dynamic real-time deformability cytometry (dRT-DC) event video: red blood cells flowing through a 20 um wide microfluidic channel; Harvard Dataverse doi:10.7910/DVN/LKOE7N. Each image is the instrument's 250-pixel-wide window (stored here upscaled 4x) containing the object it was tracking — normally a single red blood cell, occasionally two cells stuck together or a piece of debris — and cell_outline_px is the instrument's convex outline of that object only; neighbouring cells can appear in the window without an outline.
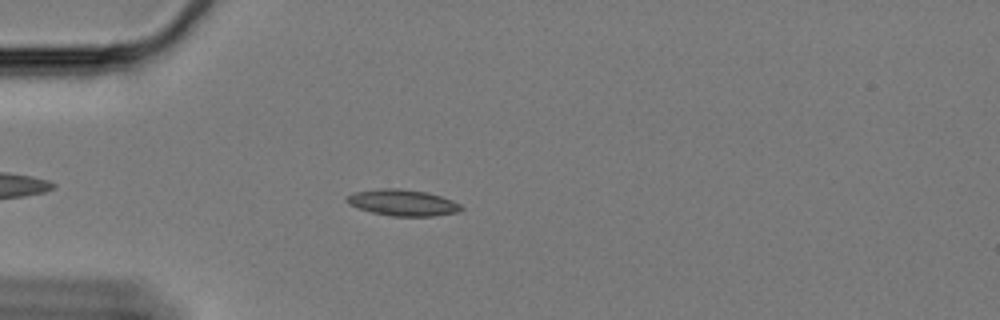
{"species": "Egyptian fruit bat (a non-hibernating species)", "species_latin": "Rousettus aegyptiacus", "temperature_condition": "cold", "stored_images_in_passage": 52, "camera_frame_rate_fps": 3000, "um_per_image_px": 0.085, "animal": {"sex": "female"}, "frame": {"image": 1, "passage_image": 9, "time_ms": 2.667, "image_size_px": [1000, 320], "cell_outline_px": [[464, 208], [456, 212], [432, 216], [392, 216], [372, 212], [348, 204], [344, 200], [348, 196], [356, 192], [380, 188], [400, 188], [428, 192], [452, 200], [460, 204]], "centroid_in_image_um": [34.23, 17.22], "position_along_channel_um": 50.8, "area_um2": 17.4}}
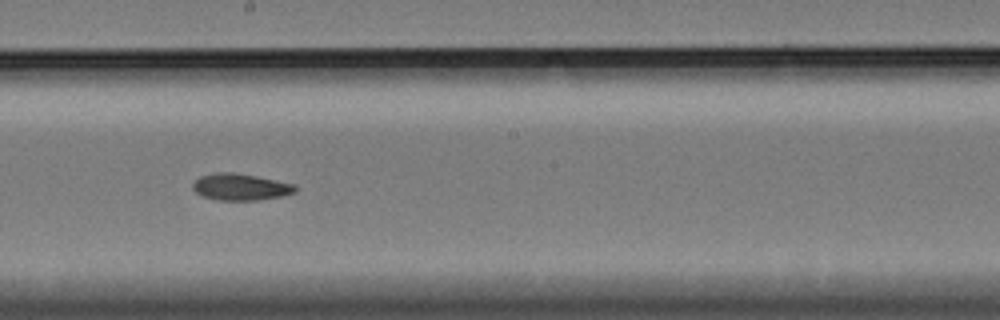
{"frame": {"image": 2, "passage_image": 26, "time_ms": 8.333, "image_size_px": [1000, 320], "cell_outline_px": [[296, 192], [280, 196], [260, 200], [216, 200], [204, 196], [196, 192], [192, 188], [192, 184], [200, 176], [216, 172], [232, 172], [256, 176], [292, 184], [296, 188]], "centroid_in_image_um": [20.4, 15.89], "position_along_channel_um": 227.8, "area_um2": 15.72}}
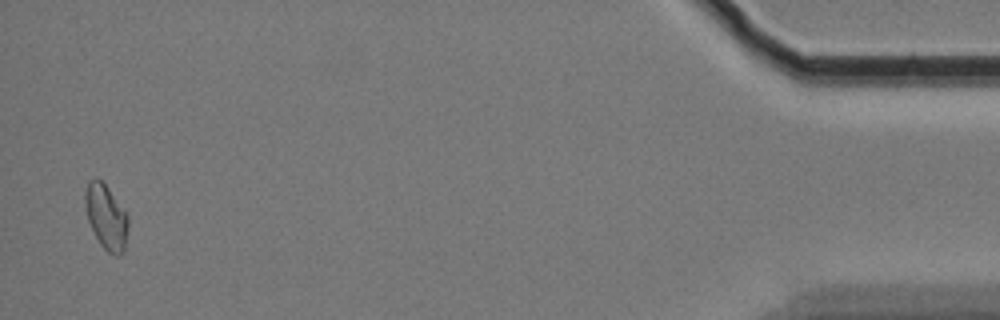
{"frame": {"image": 3, "passage_image": 51, "time_ms": 16.667, "image_size_px": [1000, 320], "cell_outline_px": [[128, 228], [124, 252], [116, 256], [108, 252], [100, 244], [88, 220], [84, 204], [84, 196], [88, 180], [96, 176], [108, 188], [128, 216]], "centroid_in_image_um": [9.01, 18.43], "position_along_channel_um": 426.2, "area_um2": 16.18}, "authors_computed_cell_mechanics": {"area_um2": 15.8083, "velocity_mm_per_s": 3.347, "shape_relaxation_time_tau1_ms": 5.5484, "shape_relaxation_time_tau2_ms": null, "deformation_change_tau1": 0.1279, "deformation_change_tau2": null}}